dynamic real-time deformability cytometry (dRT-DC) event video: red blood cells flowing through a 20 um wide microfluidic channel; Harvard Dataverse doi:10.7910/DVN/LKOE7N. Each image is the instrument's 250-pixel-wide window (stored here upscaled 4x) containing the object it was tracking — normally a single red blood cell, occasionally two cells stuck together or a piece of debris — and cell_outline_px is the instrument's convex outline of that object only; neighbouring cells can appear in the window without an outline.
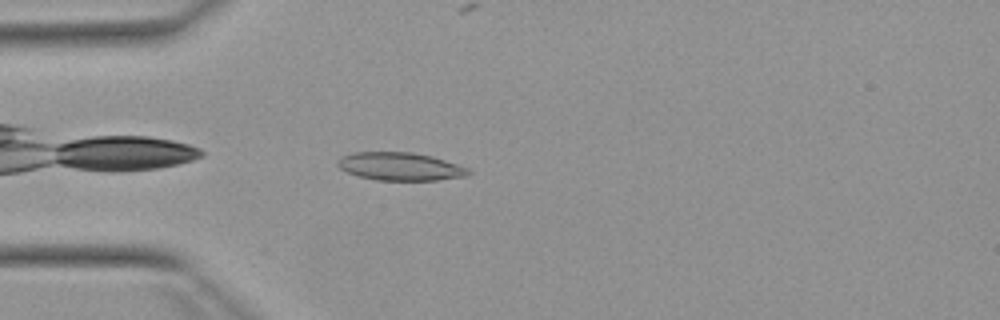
{"species": "Egyptian fruit bat (a non-hibernating species)", "species_latin": "Rousettus aegyptiacus", "temperature_condition": "warm", "stored_images_in_passage": 41, "camera_frame_rate_fps": 3000, "um_per_image_px": 0.085, "animal": {"sex": "female"}, "frame": {"image": 1, "passage_image": 3, "time_ms": 0.667, "image_size_px": [1000, 320], "cell_outline_px": [[472, 172], [468, 176], [436, 180], [376, 180], [360, 176], [348, 172], [340, 168], [336, 164], [336, 160], [340, 156], [352, 152], [412, 152], [432, 156], [468, 168]], "centroid_in_image_um": [33.99, 14.14], "position_along_channel_um": 51.0, "area_um2": 21.39}}
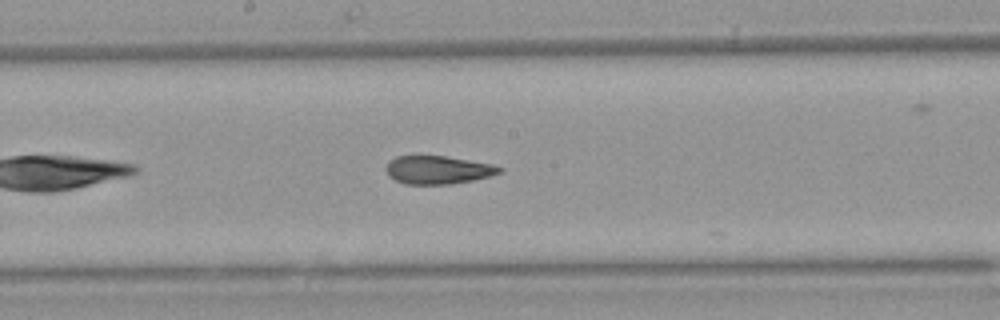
{"frame": {"image": 2, "passage_image": 16, "time_ms": 5.0, "image_size_px": [1000, 320], "cell_outline_px": [[504, 172], [472, 180], [452, 184], [404, 184], [388, 176], [384, 168], [396, 156], [444, 156], [492, 164], [504, 168]], "centroid_in_image_um": [37.23, 14.45], "position_along_channel_um": 211.0, "area_um2": 18.55}}
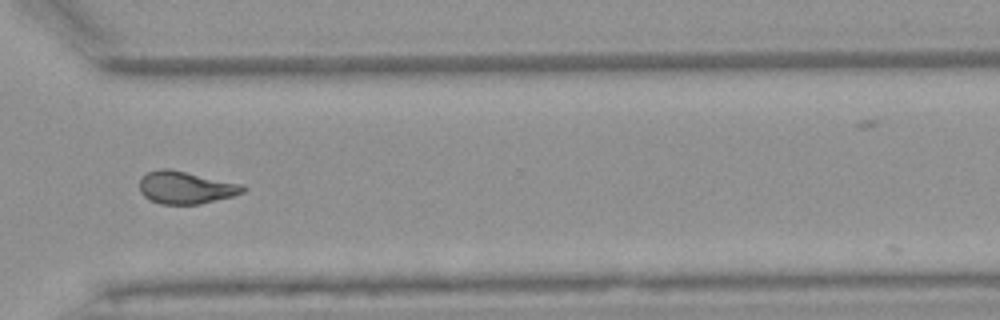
{"frame": {"image": 3, "passage_image": 27, "time_ms": 8.667, "image_size_px": [1000, 320], "cell_outline_px": [[248, 188], [244, 192], [232, 196], [200, 204], [160, 204], [144, 196], [140, 192], [140, 180], [148, 172], [160, 168], [168, 168], [244, 184]], "centroid_in_image_um": [15.82, 15.94], "position_along_channel_um": 354.8, "area_um2": 19.59}, "authors_computed_cell_mechanics": {"area_um2": 19.5364, "velocity_mm_per_s": 3.9193, "shape_relaxation_time_tau1_ms": 9.8044, "shape_relaxation_time_tau2_ms": 2.0562, "deformation_change_tau1": 0.2426, "deformation_change_tau2": 0.0894}}